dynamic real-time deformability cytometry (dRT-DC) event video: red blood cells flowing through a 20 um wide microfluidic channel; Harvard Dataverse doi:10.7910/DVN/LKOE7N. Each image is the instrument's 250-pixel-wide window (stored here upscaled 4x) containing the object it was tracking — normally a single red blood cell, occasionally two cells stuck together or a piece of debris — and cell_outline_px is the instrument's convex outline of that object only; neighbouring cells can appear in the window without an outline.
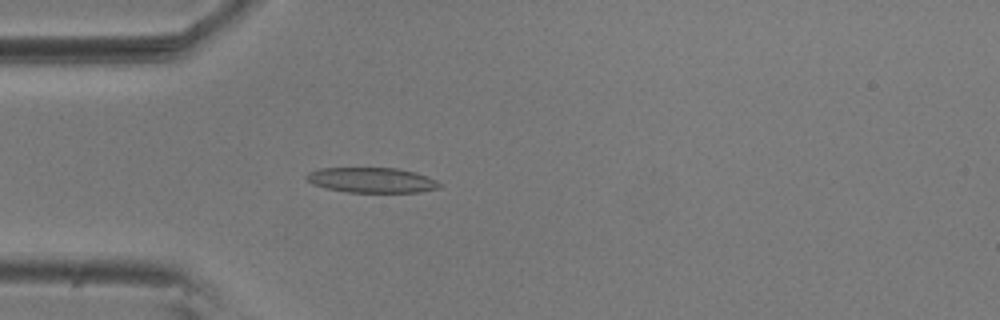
{"species": "common noctule bat (a hibernating species)", "species_latin": "Nyctalus noctula", "temperature_condition": "room temperature", "stored_images_in_passage": 54, "camera_frame_rate_fps": 3000, "um_per_image_px": 0.085, "animal": {"sex": "male", "body_mass_g": 20.5, "forearm_length_mm": 52.5}, "frame": {"image": 1, "passage_image": 14, "time_ms": 4.333, "image_size_px": [1000, 320], "cell_outline_px": [[440, 188], [420, 192], [348, 192], [324, 188], [312, 184], [304, 176], [308, 172], [320, 168], [396, 168], [416, 172], [428, 176], [436, 180], [440, 184]], "centroid_in_image_um": [31.59, 15.31], "position_along_channel_um": 53.4, "area_um2": 19.59}}
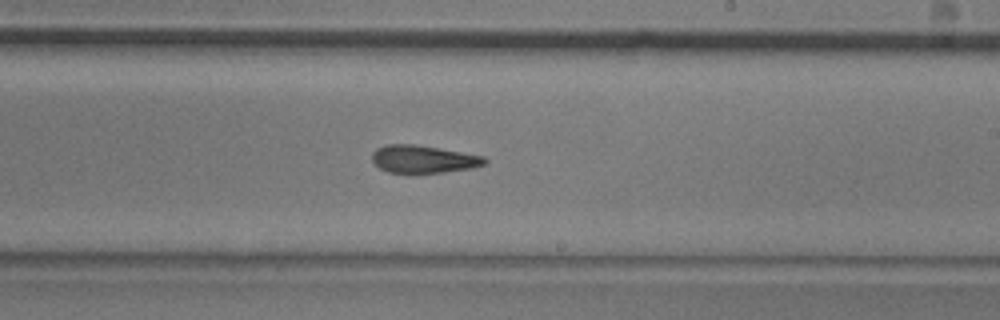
{"frame": {"image": 2, "passage_image": 31, "time_ms": 10.0, "image_size_px": [1000, 320], "cell_outline_px": [[488, 160], [484, 164], [472, 168], [416, 176], [388, 172], [380, 168], [372, 160], [372, 152], [376, 148], [384, 144], [416, 144], [484, 156]], "centroid_in_image_um": [35.94, 13.56], "position_along_channel_um": 253.1, "area_um2": 18.84}}
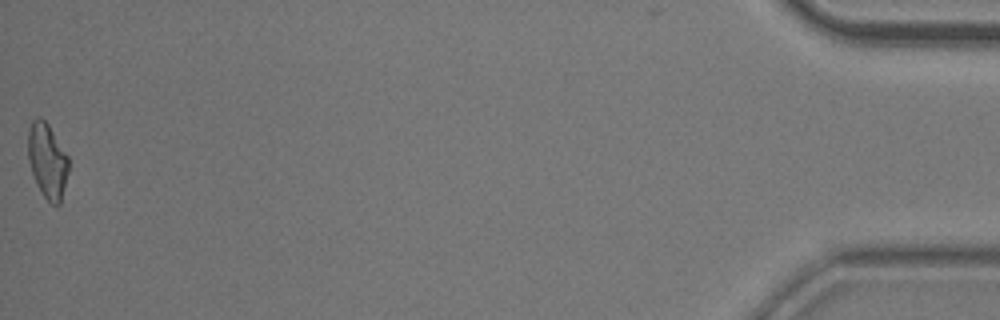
{"frame": {"image": 3, "passage_image": 54, "time_ms": 17.667, "image_size_px": [1000, 320], "cell_outline_px": [[68, 172], [60, 204], [52, 204], [44, 196], [36, 184], [28, 160], [28, 128], [32, 120], [36, 116], [40, 116], [48, 124], [68, 156]], "centroid_in_image_um": [4.01, 13.63], "position_along_channel_um": 431.2, "area_um2": 17.63}, "authors_computed_cell_mechanics": {"area_um2": 18.6694, "velocity_mm_per_s": 3.6266, "shape_relaxation_time_tau1_ms": null, "shape_relaxation_time_tau2_ms": 5.0798, "deformation_change_tau1": null, "deformation_change_tau2": 0.1603}}